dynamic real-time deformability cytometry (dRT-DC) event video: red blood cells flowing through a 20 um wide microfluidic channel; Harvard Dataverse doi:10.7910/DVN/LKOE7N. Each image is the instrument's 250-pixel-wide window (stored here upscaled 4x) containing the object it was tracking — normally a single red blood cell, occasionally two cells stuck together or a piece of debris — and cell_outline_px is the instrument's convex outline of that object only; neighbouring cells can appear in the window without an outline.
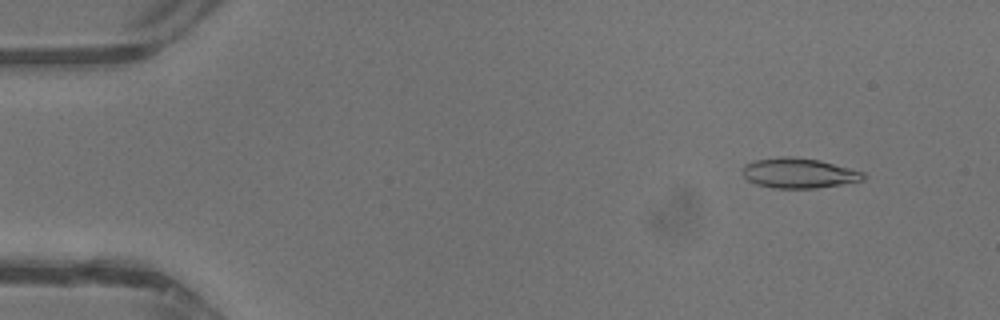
{"species": "common noctule bat (a hibernating species)", "species_latin": "Nyctalus noctula", "temperature_condition": "warm", "stored_images_in_passage": 27, "camera_frame_rate_fps": 3000, "um_per_image_px": 0.085, "animal": {"sex": "male", "body_mass_g": 13.3}, "frame": {"image": 1, "passage_image": 4, "time_ms": 1.0, "image_size_px": [1000, 320], "cell_outline_px": [[868, 176], [864, 180], [816, 188], [772, 188], [756, 184], [748, 180], [744, 176], [744, 164], [752, 160], [780, 156], [792, 156], [820, 160], [864, 172]], "centroid_in_image_um": [67.9, 14.7], "position_along_channel_um": 17.1, "area_um2": 21.27}}
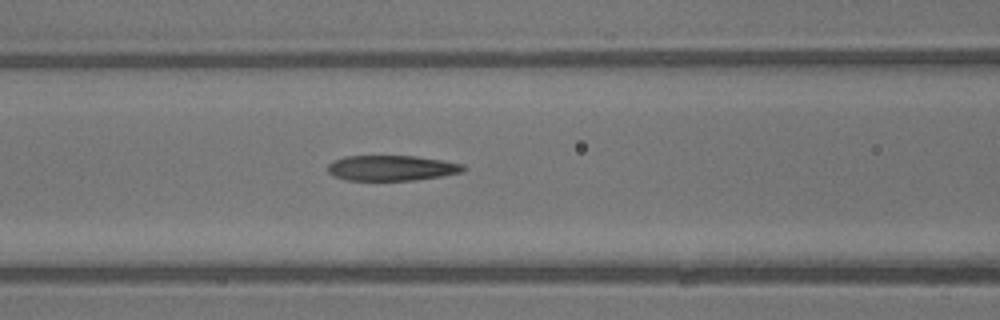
{"frame": {"image": 2, "passage_image": 18, "time_ms": 5.667, "image_size_px": [1000, 320], "cell_outline_px": [[468, 168], [464, 172], [440, 176], [412, 180], [344, 180], [332, 176], [328, 172], [328, 164], [332, 160], [344, 156], [416, 156], [464, 164]], "centroid_in_image_um": [33.26, 14.28], "position_along_channel_um": 133.3, "area_um2": 20.17}}
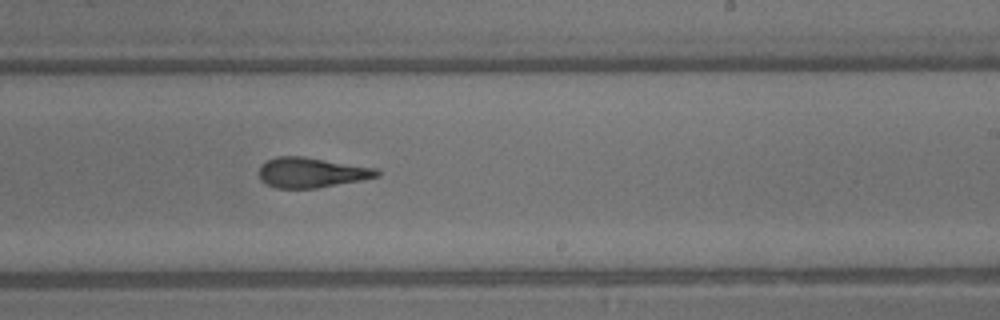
{"frame": {"image": 3, "passage_image": 26, "time_ms": 8.333, "image_size_px": [1000, 320], "cell_outline_px": [[380, 176], [360, 180], [316, 188], [276, 188], [260, 180], [260, 164], [276, 156], [304, 156], [376, 168], [380, 172]], "centroid_in_image_um": [26.46, 14.65], "position_along_channel_um": 262.5, "area_um2": 20.58}}